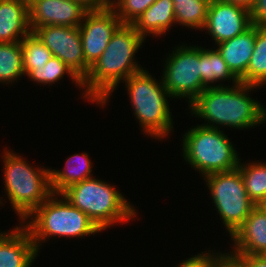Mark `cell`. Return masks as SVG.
<instances>
[{"mask_svg": "<svg viewBox=\"0 0 266 267\" xmlns=\"http://www.w3.org/2000/svg\"><path fill=\"white\" fill-rule=\"evenodd\" d=\"M248 197L256 204L266 201V163H249L238 165Z\"/></svg>", "mask_w": 266, "mask_h": 267, "instance_id": "23", "label": "cell"}, {"mask_svg": "<svg viewBox=\"0 0 266 267\" xmlns=\"http://www.w3.org/2000/svg\"><path fill=\"white\" fill-rule=\"evenodd\" d=\"M3 158L6 194L12 208L25 222L53 194L50 170H35L21 156L9 150L4 152Z\"/></svg>", "mask_w": 266, "mask_h": 267, "instance_id": "4", "label": "cell"}, {"mask_svg": "<svg viewBox=\"0 0 266 267\" xmlns=\"http://www.w3.org/2000/svg\"><path fill=\"white\" fill-rule=\"evenodd\" d=\"M251 22L256 27H266V0H255L250 9Z\"/></svg>", "mask_w": 266, "mask_h": 267, "instance_id": "29", "label": "cell"}, {"mask_svg": "<svg viewBox=\"0 0 266 267\" xmlns=\"http://www.w3.org/2000/svg\"><path fill=\"white\" fill-rule=\"evenodd\" d=\"M214 267H246L236 256L231 253L218 254L215 259Z\"/></svg>", "mask_w": 266, "mask_h": 267, "instance_id": "30", "label": "cell"}, {"mask_svg": "<svg viewBox=\"0 0 266 267\" xmlns=\"http://www.w3.org/2000/svg\"><path fill=\"white\" fill-rule=\"evenodd\" d=\"M240 82L257 87L266 84V27H256L254 50Z\"/></svg>", "mask_w": 266, "mask_h": 267, "instance_id": "21", "label": "cell"}, {"mask_svg": "<svg viewBox=\"0 0 266 267\" xmlns=\"http://www.w3.org/2000/svg\"><path fill=\"white\" fill-rule=\"evenodd\" d=\"M183 155L203 177L235 169L240 163L238 153L229 138L220 130L199 125L183 136Z\"/></svg>", "mask_w": 266, "mask_h": 267, "instance_id": "7", "label": "cell"}, {"mask_svg": "<svg viewBox=\"0 0 266 267\" xmlns=\"http://www.w3.org/2000/svg\"><path fill=\"white\" fill-rule=\"evenodd\" d=\"M232 87L214 85L206 88L189 105L192 114L208 121L204 126L216 129L219 125L246 129L266 121L264 106L247 95L257 86L239 82Z\"/></svg>", "mask_w": 266, "mask_h": 267, "instance_id": "2", "label": "cell"}, {"mask_svg": "<svg viewBox=\"0 0 266 267\" xmlns=\"http://www.w3.org/2000/svg\"><path fill=\"white\" fill-rule=\"evenodd\" d=\"M173 23L176 20L172 0H156L132 25L146 39L149 34L163 35Z\"/></svg>", "mask_w": 266, "mask_h": 267, "instance_id": "18", "label": "cell"}, {"mask_svg": "<svg viewBox=\"0 0 266 267\" xmlns=\"http://www.w3.org/2000/svg\"><path fill=\"white\" fill-rule=\"evenodd\" d=\"M121 24L111 6L87 12L79 29L85 62L90 67L102 55L113 33Z\"/></svg>", "mask_w": 266, "mask_h": 267, "instance_id": "11", "label": "cell"}, {"mask_svg": "<svg viewBox=\"0 0 266 267\" xmlns=\"http://www.w3.org/2000/svg\"><path fill=\"white\" fill-rule=\"evenodd\" d=\"M256 39V26L251 25L243 33L218 44L217 50L240 80L246 73Z\"/></svg>", "mask_w": 266, "mask_h": 267, "instance_id": "17", "label": "cell"}, {"mask_svg": "<svg viewBox=\"0 0 266 267\" xmlns=\"http://www.w3.org/2000/svg\"><path fill=\"white\" fill-rule=\"evenodd\" d=\"M166 59L163 86L172 98H187L189 105L206 89L201 81L200 47L179 46Z\"/></svg>", "mask_w": 266, "mask_h": 267, "instance_id": "9", "label": "cell"}, {"mask_svg": "<svg viewBox=\"0 0 266 267\" xmlns=\"http://www.w3.org/2000/svg\"><path fill=\"white\" fill-rule=\"evenodd\" d=\"M211 0H172L175 20L193 29H203Z\"/></svg>", "mask_w": 266, "mask_h": 267, "instance_id": "22", "label": "cell"}, {"mask_svg": "<svg viewBox=\"0 0 266 267\" xmlns=\"http://www.w3.org/2000/svg\"><path fill=\"white\" fill-rule=\"evenodd\" d=\"M61 195L84 212L100 230L137 215L134 207L116 188L93 176L73 184Z\"/></svg>", "mask_w": 266, "mask_h": 267, "instance_id": "3", "label": "cell"}, {"mask_svg": "<svg viewBox=\"0 0 266 267\" xmlns=\"http://www.w3.org/2000/svg\"><path fill=\"white\" fill-rule=\"evenodd\" d=\"M22 75H25V73L21 41L0 43V83L11 84Z\"/></svg>", "mask_w": 266, "mask_h": 267, "instance_id": "24", "label": "cell"}, {"mask_svg": "<svg viewBox=\"0 0 266 267\" xmlns=\"http://www.w3.org/2000/svg\"><path fill=\"white\" fill-rule=\"evenodd\" d=\"M24 73L28 75L33 69L42 67L53 57L52 52L30 32L21 40Z\"/></svg>", "mask_w": 266, "mask_h": 267, "instance_id": "25", "label": "cell"}, {"mask_svg": "<svg viewBox=\"0 0 266 267\" xmlns=\"http://www.w3.org/2000/svg\"><path fill=\"white\" fill-rule=\"evenodd\" d=\"M33 32L81 80L86 77L90 66L85 62L79 27L49 25L37 27Z\"/></svg>", "mask_w": 266, "mask_h": 267, "instance_id": "10", "label": "cell"}, {"mask_svg": "<svg viewBox=\"0 0 266 267\" xmlns=\"http://www.w3.org/2000/svg\"><path fill=\"white\" fill-rule=\"evenodd\" d=\"M88 158L87 153L82 155L75 154L67 159L64 170H52L51 168L50 178L52 193L60 195L73 184L92 178V165Z\"/></svg>", "mask_w": 266, "mask_h": 267, "instance_id": "19", "label": "cell"}, {"mask_svg": "<svg viewBox=\"0 0 266 267\" xmlns=\"http://www.w3.org/2000/svg\"><path fill=\"white\" fill-rule=\"evenodd\" d=\"M214 205L230 236L243 225L256 204L248 197L239 167L204 176Z\"/></svg>", "mask_w": 266, "mask_h": 267, "instance_id": "8", "label": "cell"}, {"mask_svg": "<svg viewBox=\"0 0 266 267\" xmlns=\"http://www.w3.org/2000/svg\"><path fill=\"white\" fill-rule=\"evenodd\" d=\"M81 3L89 11L101 10L111 6V0H73Z\"/></svg>", "mask_w": 266, "mask_h": 267, "instance_id": "32", "label": "cell"}, {"mask_svg": "<svg viewBox=\"0 0 266 267\" xmlns=\"http://www.w3.org/2000/svg\"><path fill=\"white\" fill-rule=\"evenodd\" d=\"M216 254L202 253L186 259L178 267H214Z\"/></svg>", "mask_w": 266, "mask_h": 267, "instance_id": "28", "label": "cell"}, {"mask_svg": "<svg viewBox=\"0 0 266 267\" xmlns=\"http://www.w3.org/2000/svg\"><path fill=\"white\" fill-rule=\"evenodd\" d=\"M89 10L73 0H29V26L79 27Z\"/></svg>", "mask_w": 266, "mask_h": 267, "instance_id": "13", "label": "cell"}, {"mask_svg": "<svg viewBox=\"0 0 266 267\" xmlns=\"http://www.w3.org/2000/svg\"><path fill=\"white\" fill-rule=\"evenodd\" d=\"M200 64L201 81L206 88L212 87L210 83L219 80H232V82L234 81V85L240 82L217 49L209 50L200 47Z\"/></svg>", "mask_w": 266, "mask_h": 267, "instance_id": "20", "label": "cell"}, {"mask_svg": "<svg viewBox=\"0 0 266 267\" xmlns=\"http://www.w3.org/2000/svg\"><path fill=\"white\" fill-rule=\"evenodd\" d=\"M246 267H266V258L262 255H234Z\"/></svg>", "mask_w": 266, "mask_h": 267, "instance_id": "31", "label": "cell"}, {"mask_svg": "<svg viewBox=\"0 0 266 267\" xmlns=\"http://www.w3.org/2000/svg\"><path fill=\"white\" fill-rule=\"evenodd\" d=\"M266 211V201L261 205Z\"/></svg>", "mask_w": 266, "mask_h": 267, "instance_id": "34", "label": "cell"}, {"mask_svg": "<svg viewBox=\"0 0 266 267\" xmlns=\"http://www.w3.org/2000/svg\"><path fill=\"white\" fill-rule=\"evenodd\" d=\"M251 25L250 10L247 8L221 0H211L203 28L207 29L218 45L243 33Z\"/></svg>", "mask_w": 266, "mask_h": 267, "instance_id": "12", "label": "cell"}, {"mask_svg": "<svg viewBox=\"0 0 266 267\" xmlns=\"http://www.w3.org/2000/svg\"><path fill=\"white\" fill-rule=\"evenodd\" d=\"M30 32L29 0H1L0 43L20 42Z\"/></svg>", "mask_w": 266, "mask_h": 267, "instance_id": "16", "label": "cell"}, {"mask_svg": "<svg viewBox=\"0 0 266 267\" xmlns=\"http://www.w3.org/2000/svg\"><path fill=\"white\" fill-rule=\"evenodd\" d=\"M144 68L125 80L134 114L145 133L164 138L173 128V120L166 97H172L161 82H157Z\"/></svg>", "mask_w": 266, "mask_h": 267, "instance_id": "6", "label": "cell"}, {"mask_svg": "<svg viewBox=\"0 0 266 267\" xmlns=\"http://www.w3.org/2000/svg\"><path fill=\"white\" fill-rule=\"evenodd\" d=\"M145 38L132 24H121L113 33L108 46L90 67L82 80L84 97L98 104L107 99L121 80L125 81L134 73L142 70L135 62L134 55Z\"/></svg>", "mask_w": 266, "mask_h": 267, "instance_id": "1", "label": "cell"}, {"mask_svg": "<svg viewBox=\"0 0 266 267\" xmlns=\"http://www.w3.org/2000/svg\"><path fill=\"white\" fill-rule=\"evenodd\" d=\"M221 1L240 5L247 8L248 10H250L255 3V0H221Z\"/></svg>", "mask_w": 266, "mask_h": 267, "instance_id": "33", "label": "cell"}, {"mask_svg": "<svg viewBox=\"0 0 266 267\" xmlns=\"http://www.w3.org/2000/svg\"><path fill=\"white\" fill-rule=\"evenodd\" d=\"M156 0H112L111 7L115 10L122 24H133L145 10Z\"/></svg>", "mask_w": 266, "mask_h": 267, "instance_id": "27", "label": "cell"}, {"mask_svg": "<svg viewBox=\"0 0 266 267\" xmlns=\"http://www.w3.org/2000/svg\"><path fill=\"white\" fill-rule=\"evenodd\" d=\"M37 255L31 234L24 225L0 233V267H30Z\"/></svg>", "mask_w": 266, "mask_h": 267, "instance_id": "14", "label": "cell"}, {"mask_svg": "<svg viewBox=\"0 0 266 267\" xmlns=\"http://www.w3.org/2000/svg\"><path fill=\"white\" fill-rule=\"evenodd\" d=\"M56 195L53 193L29 215L28 218L33 219L24 225L30 232L37 251L40 243H45L50 236L83 237L101 231L84 212L74 207L61 194L62 200L55 198Z\"/></svg>", "mask_w": 266, "mask_h": 267, "instance_id": "5", "label": "cell"}, {"mask_svg": "<svg viewBox=\"0 0 266 267\" xmlns=\"http://www.w3.org/2000/svg\"><path fill=\"white\" fill-rule=\"evenodd\" d=\"M71 77L75 84L82 86V80L59 58L53 56L46 65L33 69L27 76L35 82L42 84L55 83L63 77L64 74Z\"/></svg>", "mask_w": 266, "mask_h": 267, "instance_id": "26", "label": "cell"}, {"mask_svg": "<svg viewBox=\"0 0 266 267\" xmlns=\"http://www.w3.org/2000/svg\"><path fill=\"white\" fill-rule=\"evenodd\" d=\"M262 255L266 258V250L264 251V253Z\"/></svg>", "mask_w": 266, "mask_h": 267, "instance_id": "35", "label": "cell"}, {"mask_svg": "<svg viewBox=\"0 0 266 267\" xmlns=\"http://www.w3.org/2000/svg\"><path fill=\"white\" fill-rule=\"evenodd\" d=\"M231 239L235 243L232 255L263 254L266 250L265 209L261 205L256 206Z\"/></svg>", "mask_w": 266, "mask_h": 267, "instance_id": "15", "label": "cell"}]
</instances>
